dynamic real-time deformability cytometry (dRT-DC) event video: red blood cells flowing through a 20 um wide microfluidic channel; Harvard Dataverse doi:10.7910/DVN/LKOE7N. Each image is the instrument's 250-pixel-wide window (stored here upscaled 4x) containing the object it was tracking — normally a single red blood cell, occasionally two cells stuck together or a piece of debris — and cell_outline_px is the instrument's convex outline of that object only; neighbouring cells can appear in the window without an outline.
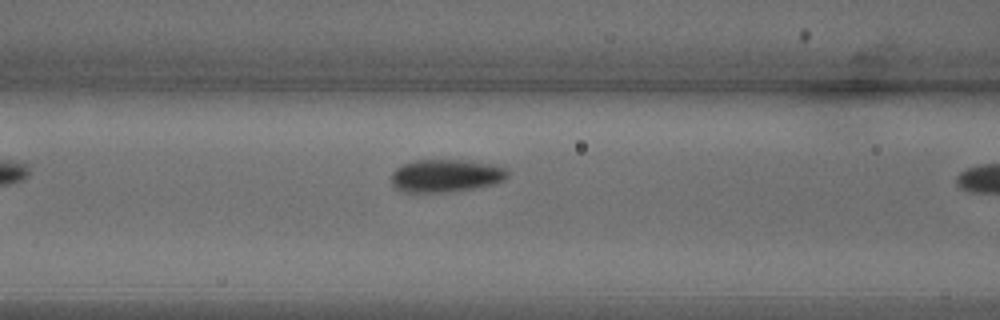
{"species": "common noctule bat (a hibernating species)", "species_latin": "Nyctalus noctula", "temperature_condition": "warm", "stored_images_in_passage": 6, "camera_frame_rate_fps": 3000, "um_per_image_px": 0.085, "animal": {"sex": "male", "body_mass_g": 18.8}, "frame": {"image": 1, "passage_image": 5, "time_ms": 1.333, "image_size_px": [1000, 320], "cell_outline_px": [[508, 176], [504, 180], [496, 184], [452, 192], [404, 192], [396, 188], [392, 184], [392, 172], [396, 168], [404, 164], [416, 160], [468, 160], [500, 164], [508, 168]], "centroid_in_image_um": [37.98, 14.92], "position_along_channel_um": 128.6, "area_um2": 22.66}}